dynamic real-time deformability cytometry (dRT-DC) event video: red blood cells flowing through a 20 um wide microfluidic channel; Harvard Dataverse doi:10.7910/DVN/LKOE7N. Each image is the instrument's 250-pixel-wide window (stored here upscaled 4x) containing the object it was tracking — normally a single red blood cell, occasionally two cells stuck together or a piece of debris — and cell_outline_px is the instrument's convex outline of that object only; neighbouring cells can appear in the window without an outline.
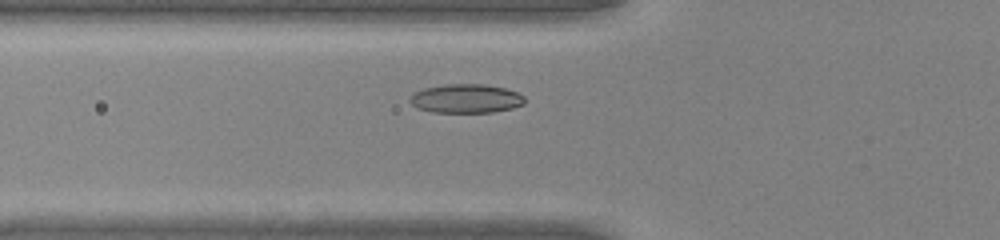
{"species": "common noctule bat (a hibernating species)", "species_latin": "Nyctalus noctula", "temperature_condition": "warm", "stored_images_in_passage": 39, "camera_frame_rate_fps": 3000, "um_per_image_px": 0.085, "animal": {"sex": "male", "body_mass_g": 20.0, "forearm_length_mm": 53.3}, "frame": {"image": 1, "passage_image": 8, "time_ms": 2.333, "image_size_px": [1000, 240], "cell_outline_px": [[524, 104], [512, 108], [492, 112], [432, 112], [416, 108], [408, 100], [408, 96], [412, 92], [424, 88], [444, 84], [484, 84], [504, 88], [516, 92], [524, 96]], "centroid_in_image_um": [39.54, 8.37], "position_along_channel_um": 86.3, "area_um2": 19.48}}
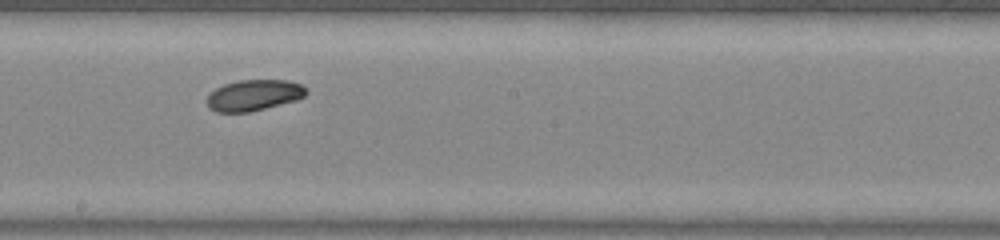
{"frame": {"image": 2, "passage_image": 18, "time_ms": 5.667, "image_size_px": [1000, 240], "cell_outline_px": [[308, 92], [304, 96], [296, 100], [248, 112], [216, 112], [208, 108], [208, 92], [224, 84], [240, 80], [288, 80], [300, 84], [308, 88]], "centroid_in_image_um": [21.57, 8.08], "position_along_channel_um": 226.6, "area_um2": 17.92}}
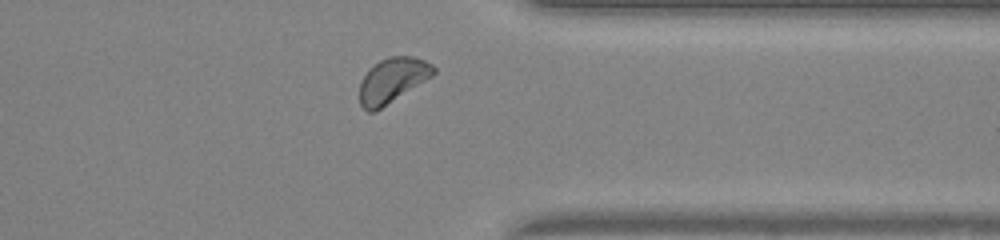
{"frame": {"image": 3, "passage_image": 29, "time_ms": 9.333, "image_size_px": [1000, 240], "cell_outline_px": [[436, 72], [432, 76], [376, 112], [368, 112], [360, 104], [360, 80], [380, 60], [388, 56], [412, 56], [424, 60], [432, 64], [436, 68]], "centroid_in_image_um": [33.37, 6.83], "position_along_channel_um": 378.0, "area_um2": 19.19}, "authors_computed_cell_mechanics": {"area_um2": 18.4382, "velocity_mm_per_s": 4.2143, "shape_relaxation_time_tau1_ms": 1.1945, "shape_relaxation_time_tau2_ms": 6.7188, "deformation_change_tau1": 0.0507, "deformation_change_tau2": 0.0918}}